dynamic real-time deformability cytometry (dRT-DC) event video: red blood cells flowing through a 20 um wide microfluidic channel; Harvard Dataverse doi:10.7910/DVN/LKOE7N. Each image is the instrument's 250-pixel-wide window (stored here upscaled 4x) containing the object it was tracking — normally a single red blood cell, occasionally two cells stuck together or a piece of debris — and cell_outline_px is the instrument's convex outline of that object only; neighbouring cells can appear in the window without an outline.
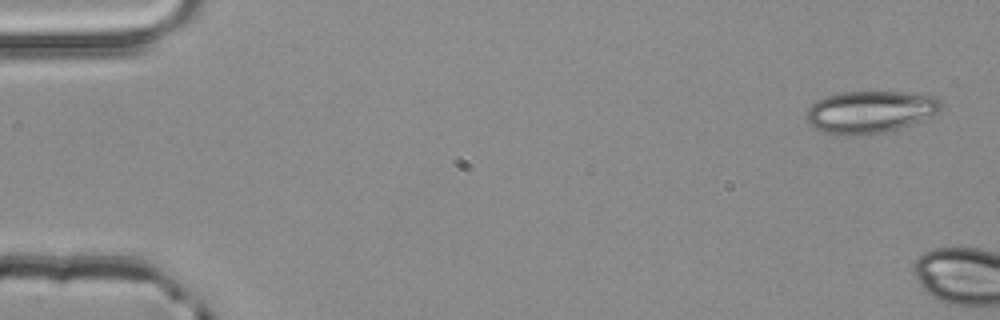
{"species": "common noctule bat (a hibernating species)", "species_latin": "Nyctalus noctula", "temperature_condition": "room temperature", "stored_images_in_passage": 5, "camera_frame_rate_fps": 3000, "um_per_image_px": 0.085, "animal": {"sex": "male", "body_mass_g": 20.4}, "frame": {"image": 1, "passage_image": 1, "time_ms": 0.0, "image_size_px": [1000, 320], "cell_outline_px": [[944, 104], [936, 112], [924, 120], [900, 128], [884, 132], [856, 136], [836, 136], [824, 132], [816, 128], [808, 120], [808, 108], [816, 100], [824, 96], [840, 92], [904, 92], [936, 96]], "centroid_in_image_um": [73.97, 9.51], "position_along_channel_um": 11.0, "area_um2": 33.29}}